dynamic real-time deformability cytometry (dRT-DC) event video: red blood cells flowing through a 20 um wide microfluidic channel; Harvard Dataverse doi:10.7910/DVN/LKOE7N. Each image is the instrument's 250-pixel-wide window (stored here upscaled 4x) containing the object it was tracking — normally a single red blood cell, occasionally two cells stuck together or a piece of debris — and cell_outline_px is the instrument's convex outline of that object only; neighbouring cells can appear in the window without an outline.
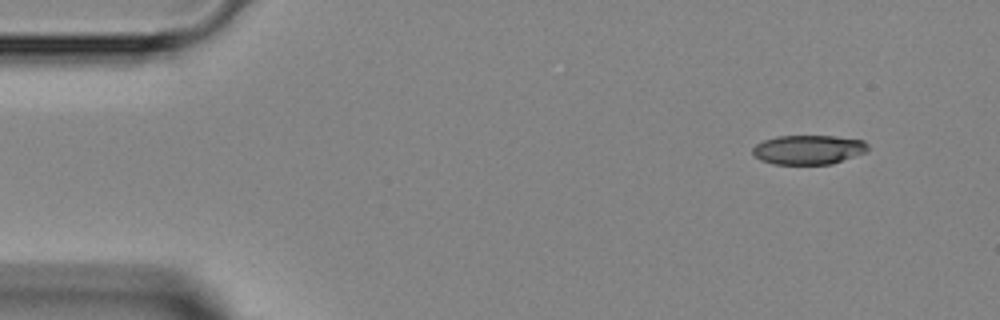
{"species": "Egyptian fruit bat (a non-hibernating species)", "species_latin": "Rousettus aegyptiacus", "temperature_condition": "room temperature", "stored_images_in_passage": 3, "camera_frame_rate_fps": 3000, "um_per_image_px": 0.085, "animal": {"sex": "female"}, "frame": {"image": 1, "passage_image": 1, "time_ms": 0.0, "image_size_px": [1000, 320], "cell_outline_px": [[868, 152], [832, 164], [776, 164], [760, 160], [752, 152], [752, 148], [756, 144], [764, 140], [776, 136], [836, 136], [864, 140], [868, 144]], "centroid_in_image_um": [68.75, 12.72], "position_along_channel_um": 16.2, "area_um2": 19.83}}